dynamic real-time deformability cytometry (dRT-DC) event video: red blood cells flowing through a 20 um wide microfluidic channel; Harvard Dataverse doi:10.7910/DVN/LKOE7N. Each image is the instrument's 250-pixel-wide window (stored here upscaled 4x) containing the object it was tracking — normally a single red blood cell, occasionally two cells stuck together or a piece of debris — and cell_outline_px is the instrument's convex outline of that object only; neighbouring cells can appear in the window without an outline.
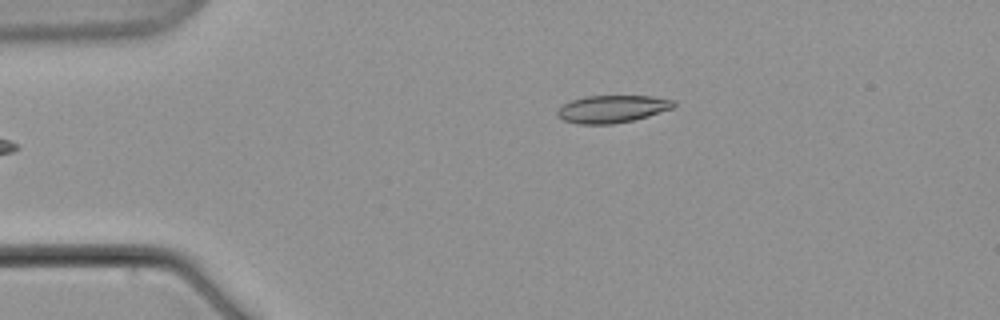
{"species": "common noctule bat (a hibernating species)", "species_latin": "Nyctalus noctula", "temperature_condition": "warm", "stored_images_in_passage": 6, "camera_frame_rate_fps": 3000, "um_per_image_px": 0.085, "animal": {"sex": "male", "body_mass_g": 21.5, "forearm_length_mm": 52.0}, "frame": {"image": 1, "passage_image": 6, "time_ms": 8.0, "image_size_px": [1000, 320], "cell_outline_px": [[676, 104], [672, 108], [648, 116], [632, 120], [612, 124], [580, 124], [564, 120], [556, 116], [556, 112], [564, 104], [572, 100], [584, 96], [652, 96], [676, 100]], "centroid_in_image_um": [52.04, 9.25], "position_along_channel_um": 33.0, "area_um2": 18.55}}